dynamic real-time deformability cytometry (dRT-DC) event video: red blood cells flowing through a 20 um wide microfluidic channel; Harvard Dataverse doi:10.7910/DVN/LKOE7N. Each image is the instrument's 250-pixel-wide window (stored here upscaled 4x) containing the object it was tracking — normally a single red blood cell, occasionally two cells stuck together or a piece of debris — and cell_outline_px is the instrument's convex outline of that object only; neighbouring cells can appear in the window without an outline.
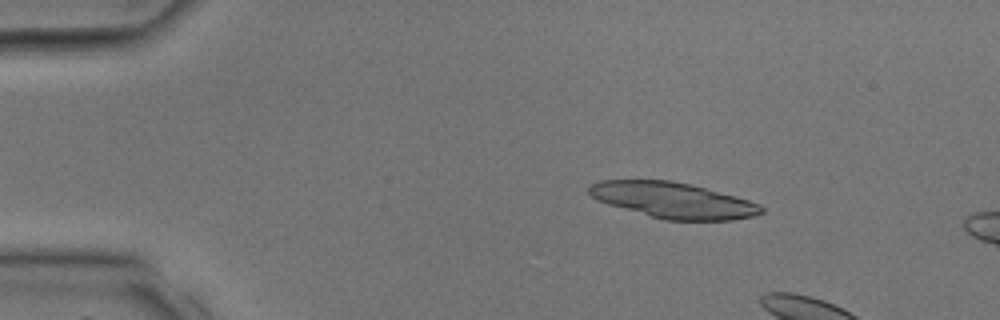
{"species": "common noctule bat (a hibernating species)", "species_latin": "Nyctalus noctula", "temperature_condition": "room temperature", "stored_images_in_passage": 9, "camera_frame_rate_fps": 3000, "um_per_image_px": 0.085, "animal": {"sex": "male", "body_mass_g": 17.9, "forearm_length_mm": 54.2}, "frame": {"image": 1, "passage_image": 6, "time_ms": 1.667, "image_size_px": [1000, 320], "cell_outline_px": [[764, 212], [752, 216], [732, 220], [664, 220], [608, 204], [596, 200], [588, 192], [588, 188], [592, 184], [600, 180], [668, 180], [692, 184], [736, 196], [760, 204], [764, 208]], "centroid_in_image_um": [57.22, 17.02], "position_along_channel_um": 27.8, "area_um2": 35.84}}